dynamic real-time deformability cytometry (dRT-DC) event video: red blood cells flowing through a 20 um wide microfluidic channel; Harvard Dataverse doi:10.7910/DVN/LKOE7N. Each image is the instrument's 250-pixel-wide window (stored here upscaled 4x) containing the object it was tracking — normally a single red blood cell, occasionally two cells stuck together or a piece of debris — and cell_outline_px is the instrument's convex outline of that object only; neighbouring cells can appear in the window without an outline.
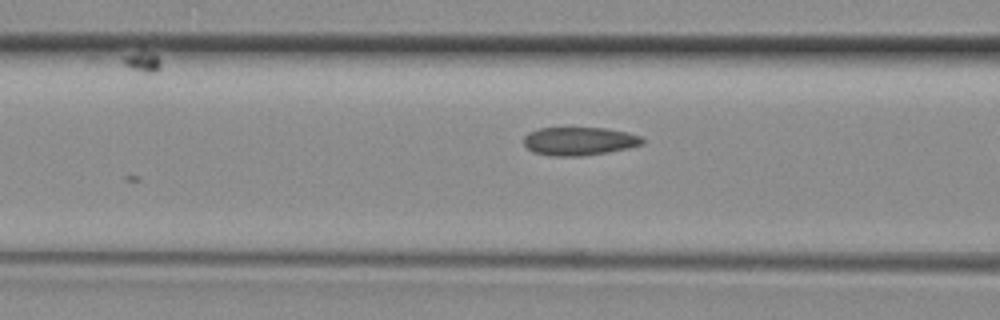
{"species": "common noctule bat (a hibernating species)", "species_latin": "Nyctalus noctula", "temperature_condition": "room temperature", "stored_images_in_passage": 8, "camera_frame_rate_fps": 3000, "um_per_image_px": 0.085, "animal": {"sex": "female", "body_mass_g": 29.2, "forearm_length_mm": 56.3}, "frame": {"image": 1, "passage_image": 6, "time_ms": 1.667, "image_size_px": [1000, 320], "cell_outline_px": [[644, 144], [628, 148], [608, 152], [580, 156], [552, 156], [532, 152], [524, 144], [524, 136], [528, 132], [540, 128], [604, 128], [628, 132], [640, 136], [644, 140]], "centroid_in_image_um": [49.23, 12.0], "position_along_channel_um": 117.4, "area_um2": 19.59}}